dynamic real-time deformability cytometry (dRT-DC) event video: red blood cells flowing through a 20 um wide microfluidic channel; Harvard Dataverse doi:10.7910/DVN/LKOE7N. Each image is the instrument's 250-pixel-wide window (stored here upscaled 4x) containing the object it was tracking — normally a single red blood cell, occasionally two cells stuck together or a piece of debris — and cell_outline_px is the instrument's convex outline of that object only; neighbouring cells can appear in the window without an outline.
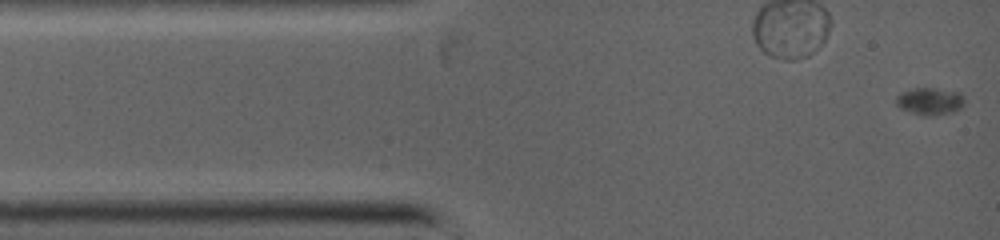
{"species": "common noctule bat (a hibernating species)", "species_latin": "Nyctalus noctula", "temperature_condition": "warm", "stored_images_in_passage": 9, "camera_frame_rate_fps": 5000, "um_per_image_px": 0.085, "animal": {"sex": "female", "body_mass_g": 19.0, "forearm_length_mm": 53.3}, "frame": {"image": 1, "passage_image": 1, "time_ms": 0.0, "image_size_px": [1000, 240], "cell_outline_px": [[964, 104], [960, 108], [952, 112], [936, 116], [924, 116], [900, 108], [896, 104], [896, 96], [900, 92], [912, 88], [932, 88], [960, 92], [964, 96]], "centroid_in_image_um": [79.04, 8.6], "position_along_channel_um": 6.0, "area_um2": 10.98}}
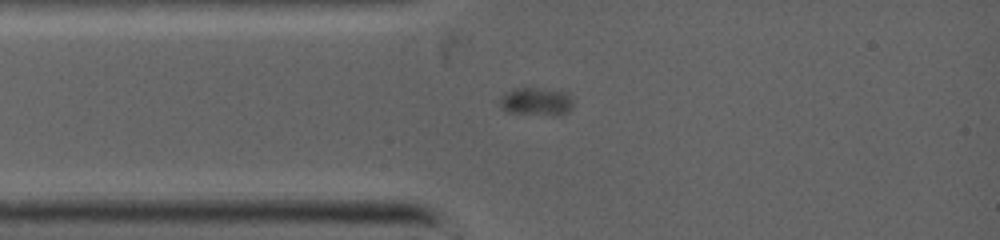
{"frame": {"image": 2, "passage_image": 8, "time_ms": 2.6, "image_size_px": [1000, 240], "cell_outline_px": [[572, 108], [568, 112], [552, 116], [508, 112], [500, 104], [500, 96], [504, 92], [516, 88], [540, 88], [564, 92], [572, 100]], "centroid_in_image_um": [45.56, 8.64], "position_along_channel_um": 39.4, "area_um2": 11.91}}